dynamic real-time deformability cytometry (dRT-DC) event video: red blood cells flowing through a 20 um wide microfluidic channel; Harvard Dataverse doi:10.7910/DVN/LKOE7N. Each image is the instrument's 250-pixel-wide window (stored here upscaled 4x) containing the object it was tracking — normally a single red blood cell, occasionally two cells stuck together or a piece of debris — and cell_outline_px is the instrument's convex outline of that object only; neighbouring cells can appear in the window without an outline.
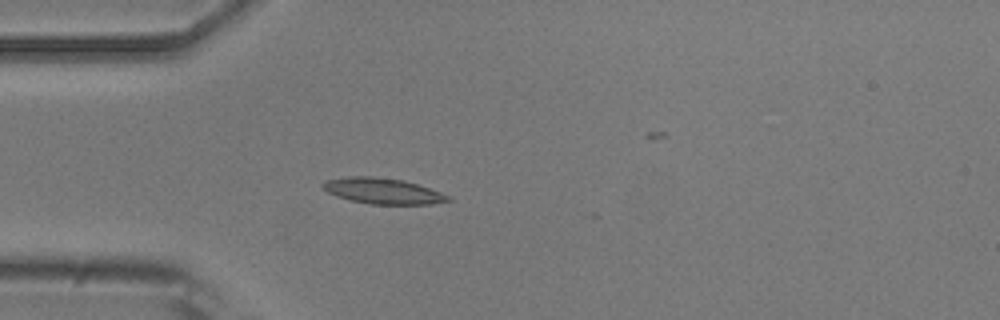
{"species": "common noctule bat (a hibernating species)", "species_latin": "Nyctalus noctula", "temperature_condition": "room temperature", "stored_images_in_passage": 4, "camera_frame_rate_fps": 3000, "um_per_image_px": 0.085, "animal": {"sex": "male", "body_mass_g": 20.5, "forearm_length_mm": 52.5}, "frame": {"image": 1, "passage_image": 4, "time_ms": 4.333, "image_size_px": [1000, 320], "cell_outline_px": [[452, 200], [432, 204], [372, 204], [352, 200], [336, 196], [328, 192], [320, 184], [328, 180], [348, 176], [372, 176], [404, 180], [452, 196]], "centroid_in_image_um": [32.56, 16.23], "position_along_channel_um": 52.4, "area_um2": 18.67}}